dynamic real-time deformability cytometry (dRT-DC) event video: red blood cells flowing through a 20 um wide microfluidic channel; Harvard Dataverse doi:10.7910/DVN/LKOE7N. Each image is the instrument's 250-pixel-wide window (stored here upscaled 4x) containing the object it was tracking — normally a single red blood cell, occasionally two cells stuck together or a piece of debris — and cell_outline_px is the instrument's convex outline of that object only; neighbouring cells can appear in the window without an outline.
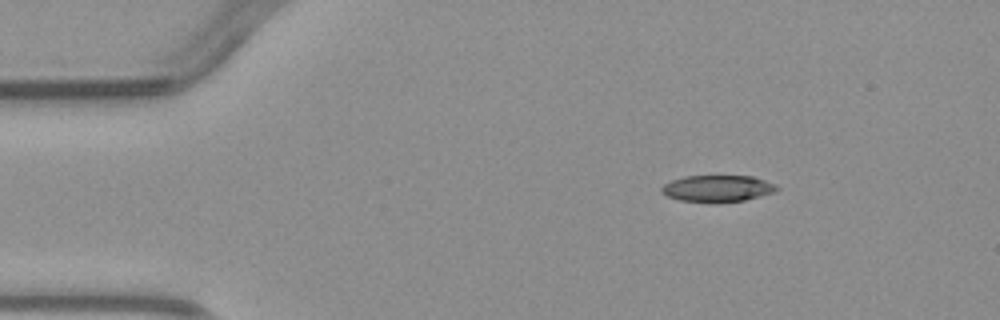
{"species": "common noctule bat (a hibernating species)", "species_latin": "Nyctalus noctula", "temperature_condition": "warm", "stored_images_in_passage": 3, "camera_frame_rate_fps": 3000, "um_per_image_px": 0.085, "animal": {"sex": "male", "body_mass_g": 23.1, "forearm_length_mm": 52.7}, "frame": {"image": 1, "passage_image": 1, "time_ms": 0.0, "image_size_px": [1000, 320], "cell_outline_px": [[780, 188], [776, 192], [744, 200], [680, 200], [668, 196], [660, 192], [660, 188], [664, 184], [672, 180], [684, 176], [752, 176], [776, 184]], "centroid_in_image_um": [61.01, 15.98], "position_along_channel_um": 24.0, "area_um2": 17.28}}
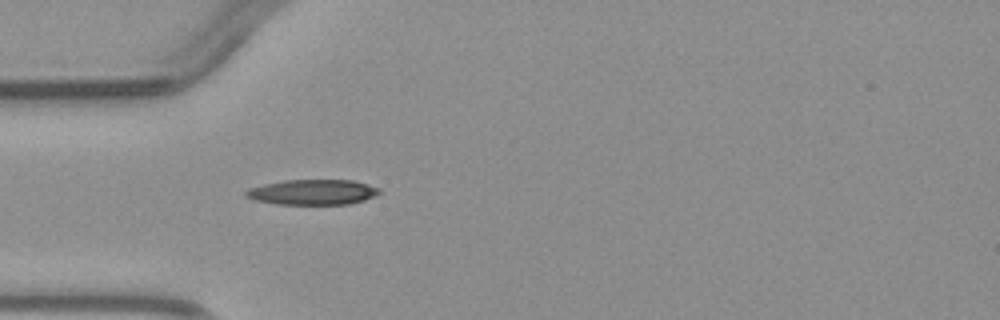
{"frame": {"image": 2, "passage_image": 3, "time_ms": 2.333, "image_size_px": [1000, 320], "cell_outline_px": [[380, 192], [376, 196], [364, 200], [348, 204], [276, 204], [256, 200], [244, 196], [244, 192], [248, 188], [264, 184], [284, 180], [352, 180], [368, 184], [380, 188]], "centroid_in_image_um": [26.57, 16.33], "position_along_channel_um": 58.4, "area_um2": 19.71}}